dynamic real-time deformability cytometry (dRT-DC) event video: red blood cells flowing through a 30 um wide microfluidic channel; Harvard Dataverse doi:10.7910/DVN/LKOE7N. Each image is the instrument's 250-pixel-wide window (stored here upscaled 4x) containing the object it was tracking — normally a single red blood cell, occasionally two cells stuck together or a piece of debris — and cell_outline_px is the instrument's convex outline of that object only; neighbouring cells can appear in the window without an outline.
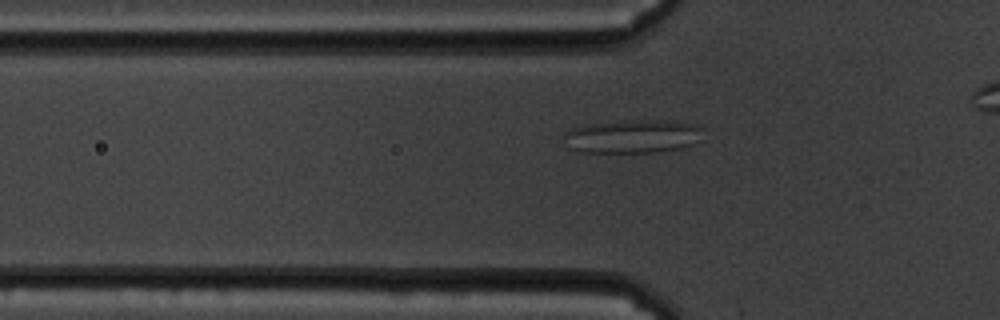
{"species": "common noctule bat (a hibernating species)", "species_latin": "Nyctalus noctula", "temperature_condition": "cold", "stored_images_in_passage": 34, "camera_frame_rate_fps": 3000, "um_per_image_px": 0.085, "animal": {"sex": "male", "body_mass_g": 19.5, "forearm_length_mm": 54.6}, "frame": {"image": 1, "passage_image": 4, "time_ms": 1.0, "image_size_px": [1000, 320], "cell_outline_px": [[700, 140], [696, 144], [680, 148], [656, 152], [584, 152], [572, 148], [564, 136], [564, 132], [572, 128], [584, 124], [632, 120], [668, 120], [692, 124], [700, 128]], "centroid_in_image_um": [53.79, 11.58], "position_along_channel_um": 72.0, "area_um2": 26.88}}
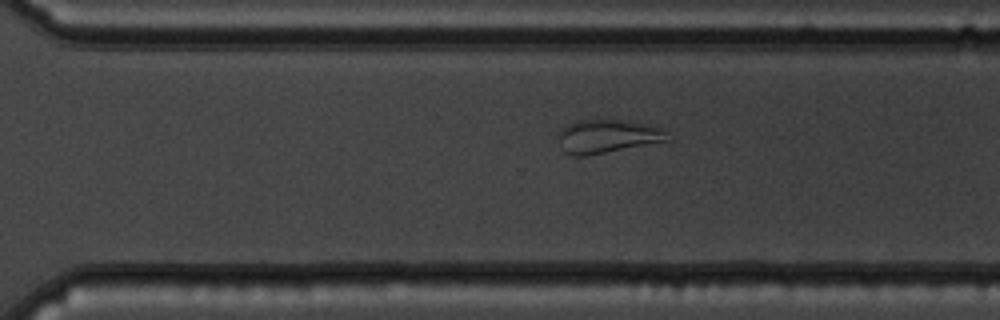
{"frame": {"image": 2, "passage_image": 26, "time_ms": 8.333, "image_size_px": [1000, 320], "cell_outline_px": [[672, 140], [584, 156], [576, 156], [564, 152], [560, 136], [560, 132], [568, 124], [580, 120], [628, 120], [648, 124], [664, 128]], "centroid_in_image_um": [51.74, 11.58], "position_along_channel_um": 318.9, "area_um2": 21.1}}
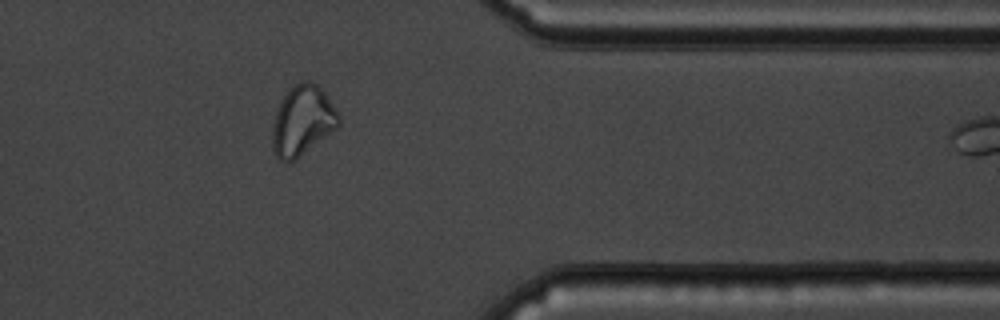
{"frame": {"image": 3, "passage_image": 33, "time_ms": 10.667, "image_size_px": [1000, 320], "cell_outline_px": [[340, 124], [336, 128], [296, 160], [288, 164], [280, 160], [276, 156], [272, 148], [272, 128], [276, 112], [284, 96], [300, 80], [312, 80], [324, 92], [340, 116]], "centroid_in_image_um": [25.7, 10.29], "position_along_channel_um": 385.7, "area_um2": 26.88}}